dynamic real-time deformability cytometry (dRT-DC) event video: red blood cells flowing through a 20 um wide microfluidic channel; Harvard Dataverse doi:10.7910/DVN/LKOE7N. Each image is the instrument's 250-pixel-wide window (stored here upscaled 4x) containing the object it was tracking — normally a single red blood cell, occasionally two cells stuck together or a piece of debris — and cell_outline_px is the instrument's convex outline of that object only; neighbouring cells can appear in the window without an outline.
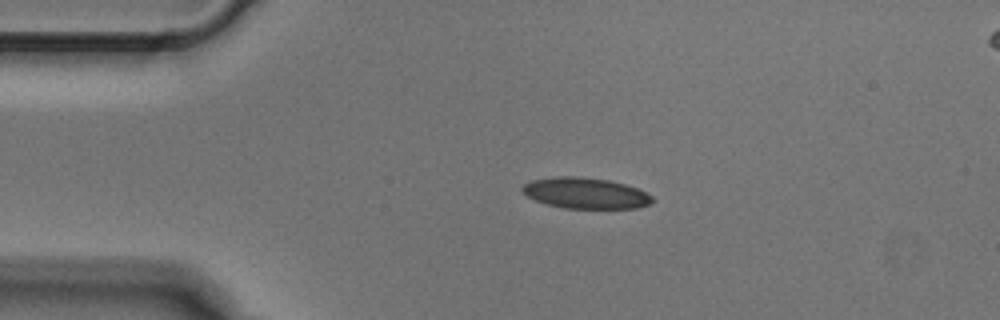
{"species": "Egyptian fruit bat (a non-hibernating species)", "species_latin": "Rousettus aegyptiacus", "temperature_condition": "cold", "stored_images_in_passage": 2, "segment_of_instrument_passage": [1, 2], "camera_frame_rate_fps": 3000, "um_per_image_px": 0.085, "animal": {"sex": "male"}, "frame": {"image": 1, "passage_image": 1, "time_ms": 0.0, "image_size_px": [1000, 320], "cell_outline_px": [[656, 200], [648, 204], [636, 208], [564, 208], [548, 204], [536, 200], [528, 196], [520, 188], [524, 184], [532, 180], [556, 176], [576, 176], [608, 180], [624, 184], [636, 188], [652, 196]], "centroid_in_image_um": [49.76, 16.41], "position_along_channel_um": 35.2, "area_um2": 23.18}}